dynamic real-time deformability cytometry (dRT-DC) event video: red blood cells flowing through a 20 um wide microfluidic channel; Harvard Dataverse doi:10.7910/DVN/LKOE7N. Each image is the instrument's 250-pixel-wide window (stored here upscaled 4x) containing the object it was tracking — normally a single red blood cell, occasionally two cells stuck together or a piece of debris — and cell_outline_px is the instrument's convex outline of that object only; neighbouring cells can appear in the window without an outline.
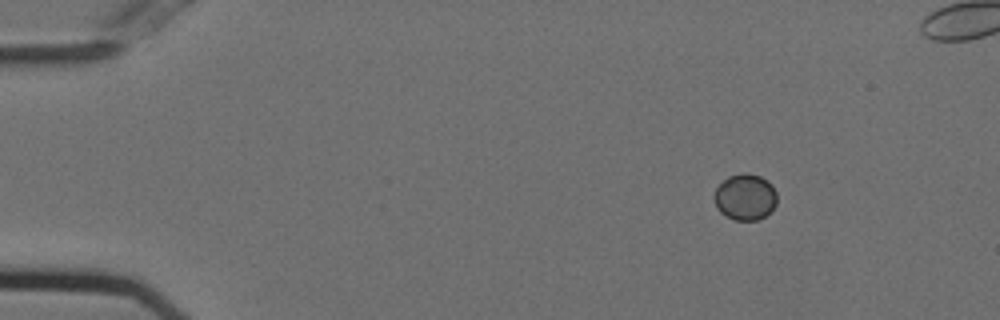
{"species": "Egyptian fruit bat (a non-hibernating species)", "species_latin": "Rousettus aegyptiacus", "temperature_condition": "cold", "stored_images_in_passage": 51, "camera_frame_rate_fps": 3000, "um_per_image_px": 0.085, "animal": {"sex": "female"}, "frame": {"image": 1, "passage_image": 3, "time_ms": 0.667, "image_size_px": [1000, 320], "cell_outline_px": [[776, 204], [764, 216], [756, 220], [736, 220], [724, 216], [716, 208], [712, 196], [716, 188], [728, 176], [744, 172], [760, 176], [768, 180], [772, 184], [776, 192]], "centroid_in_image_um": [63.31, 16.74], "position_along_channel_um": 21.7, "area_um2": 17.05}}
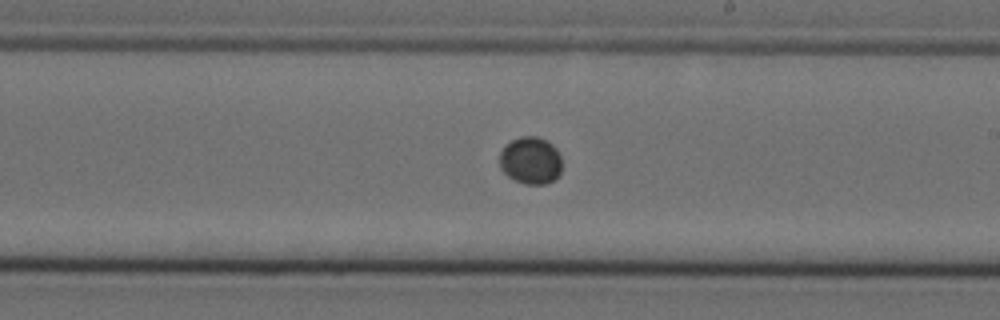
{"frame": {"image": 2, "passage_image": 28, "time_ms": 9.0, "image_size_px": [1000, 320], "cell_outline_px": [[560, 176], [544, 184], [524, 184], [508, 176], [500, 168], [500, 152], [512, 140], [520, 136], [536, 136], [552, 144], [556, 148], [560, 156]], "centroid_in_image_um": [45.1, 13.65], "position_along_channel_um": 243.9, "area_um2": 16.99}}
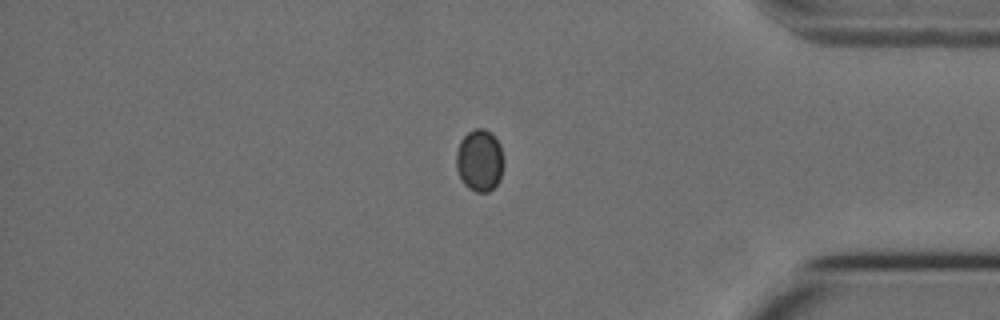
{"frame": {"image": 3, "passage_image": 42, "time_ms": 13.667, "image_size_px": [1000, 320], "cell_outline_px": [[504, 168], [500, 180], [488, 192], [476, 192], [468, 188], [460, 180], [456, 168], [456, 152], [460, 140], [468, 132], [476, 128], [484, 128], [500, 144], [504, 160]], "centroid_in_image_um": [40.76, 13.66], "position_along_channel_um": 394.4, "area_um2": 17.34}}